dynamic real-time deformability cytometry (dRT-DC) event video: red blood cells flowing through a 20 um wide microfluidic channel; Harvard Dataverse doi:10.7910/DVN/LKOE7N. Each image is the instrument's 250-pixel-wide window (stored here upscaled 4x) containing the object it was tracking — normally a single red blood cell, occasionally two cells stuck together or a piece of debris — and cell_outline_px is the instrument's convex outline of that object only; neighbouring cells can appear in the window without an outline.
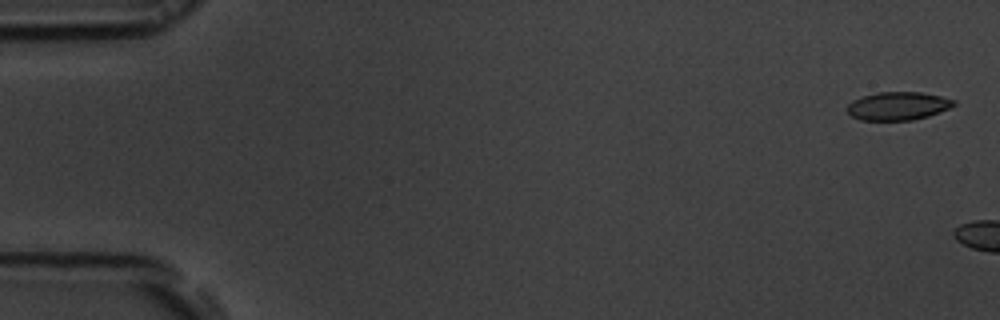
{"species": "common noctule bat (a hibernating species)", "species_latin": "Nyctalus noctula", "temperature_condition": "room temperature", "stored_images_in_passage": 6, "camera_frame_rate_fps": 3000, "um_per_image_px": 0.085, "animal": {"sex": "male", "body_mass_g": 19.5, "forearm_length_mm": 54.6}, "frame": {"image": 1, "passage_image": 2, "time_ms": 0.333, "image_size_px": [1000, 320], "cell_outline_px": [[956, 104], [948, 108], [928, 116], [912, 120], [860, 120], [852, 116], [844, 108], [852, 100], [864, 96], [880, 92], [920, 92], [940, 96], [956, 100]], "centroid_in_image_um": [76.3, 9.01], "position_along_channel_um": 8.7, "area_um2": 17.46}}